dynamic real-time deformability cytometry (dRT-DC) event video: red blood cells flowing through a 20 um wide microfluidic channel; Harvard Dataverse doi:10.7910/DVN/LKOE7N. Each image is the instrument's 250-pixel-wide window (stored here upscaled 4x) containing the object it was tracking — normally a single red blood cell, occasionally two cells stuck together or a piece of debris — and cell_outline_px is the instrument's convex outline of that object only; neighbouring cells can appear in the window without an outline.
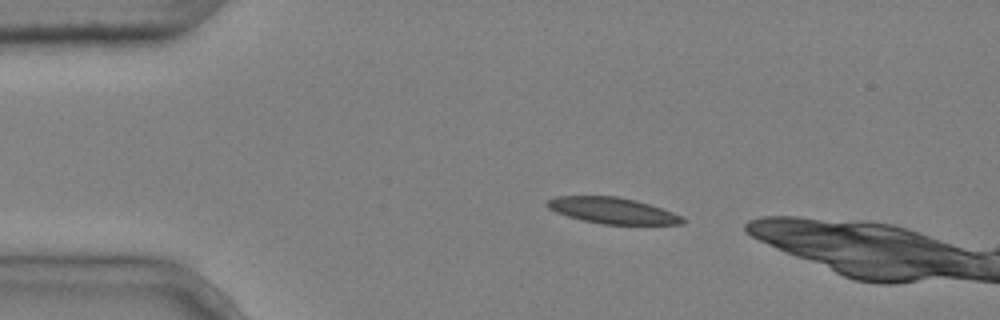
{"species": "common noctule bat (a hibernating species)", "species_latin": "Nyctalus noctula", "temperature_condition": "cold", "stored_images_in_passage": 2, "camera_frame_rate_fps": 3000, "um_per_image_px": 0.085, "animal": {"sex": "male", "body_mass_g": 20.4}, "frame": {"image": 1, "passage_image": 1, "time_ms": 0.0, "image_size_px": [1000, 320], "cell_outline_px": [[688, 220], [684, 224], [600, 224], [568, 216], [556, 212], [548, 208], [544, 204], [544, 200], [556, 196], [616, 196], [636, 200], [684, 216]], "centroid_in_image_um": [52.05, 17.89], "position_along_channel_um": 33.0, "area_um2": 20.69}}